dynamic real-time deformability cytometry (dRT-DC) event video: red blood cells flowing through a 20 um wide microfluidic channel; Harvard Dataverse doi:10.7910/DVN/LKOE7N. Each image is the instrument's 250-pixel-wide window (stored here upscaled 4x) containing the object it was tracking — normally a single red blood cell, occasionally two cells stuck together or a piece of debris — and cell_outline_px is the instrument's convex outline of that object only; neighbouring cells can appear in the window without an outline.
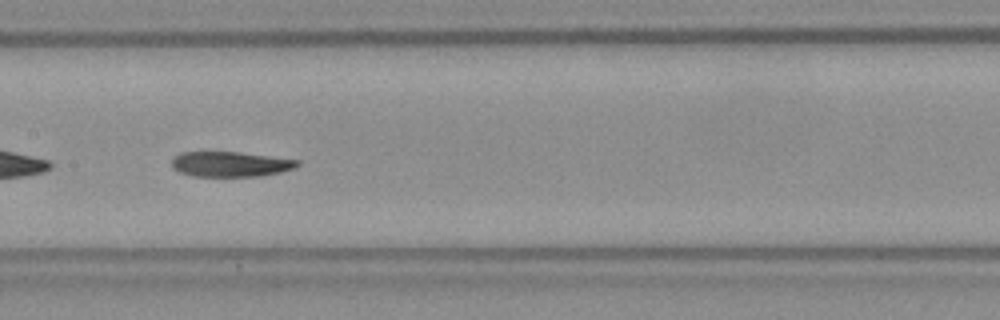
{"species": "Egyptian fruit bat (a non-hibernating species)", "species_latin": "Rousettus aegyptiacus", "temperature_condition": "room temperature", "stored_images_in_passage": 40, "camera_frame_rate_fps": 3000, "um_per_image_px": 0.085, "frame": {"image": 1, "passage_image": 12, "time_ms": 3.667, "image_size_px": [1000, 320], "cell_outline_px": [[300, 164], [296, 168], [280, 172], [260, 176], [192, 176], [180, 172], [172, 168], [172, 160], [180, 152], [240, 152], [300, 160]], "centroid_in_image_um": [19.61, 13.95], "position_along_channel_um": 187.8, "area_um2": 18.44}, "authors_computed_cell_mechanics": {"area_um2": 19.8543, "velocity_mm_per_s": 3.8282, "shape_relaxation_time_tau1_ms": null, "shape_relaxation_time_tau2_ms": 5.1947, "deformation_change_tau1": null, "deformation_change_tau2": 0.1127}}